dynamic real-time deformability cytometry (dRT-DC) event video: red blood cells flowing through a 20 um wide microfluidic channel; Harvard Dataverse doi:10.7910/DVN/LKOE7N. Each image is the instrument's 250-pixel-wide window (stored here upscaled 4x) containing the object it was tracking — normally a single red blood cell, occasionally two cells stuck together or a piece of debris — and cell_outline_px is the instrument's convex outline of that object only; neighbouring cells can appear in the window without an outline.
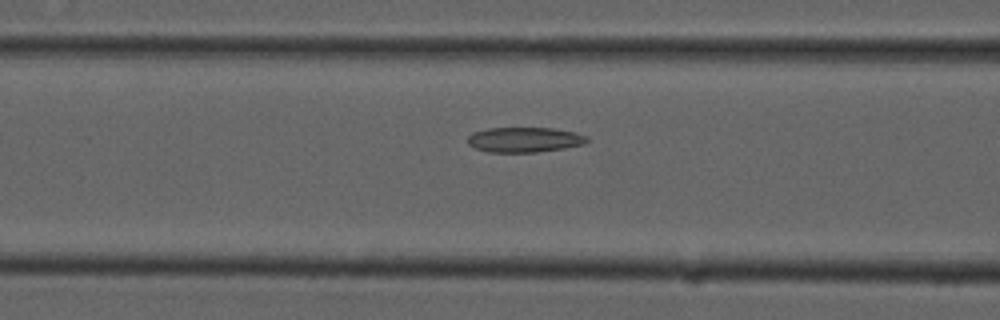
{"species": "common noctule bat (a hibernating species)", "species_latin": "Nyctalus noctula", "temperature_condition": "cold", "stored_images_in_passage": 13, "camera_frame_rate_fps": 3000, "um_per_image_px": 0.085, "animal": {"sex": "male", "forearm_length_mm": 52.5}, "frame": {"image": 1, "passage_image": 11, "time_ms": 3.333, "image_size_px": [1000, 320], "cell_outline_px": [[588, 140], [584, 144], [564, 148], [536, 152], [488, 152], [476, 148], [468, 144], [468, 136], [472, 132], [488, 128], [552, 128], [576, 132], [588, 136]], "centroid_in_image_um": [44.58, 11.87], "position_along_channel_um": 122.0, "area_um2": 17.46}}